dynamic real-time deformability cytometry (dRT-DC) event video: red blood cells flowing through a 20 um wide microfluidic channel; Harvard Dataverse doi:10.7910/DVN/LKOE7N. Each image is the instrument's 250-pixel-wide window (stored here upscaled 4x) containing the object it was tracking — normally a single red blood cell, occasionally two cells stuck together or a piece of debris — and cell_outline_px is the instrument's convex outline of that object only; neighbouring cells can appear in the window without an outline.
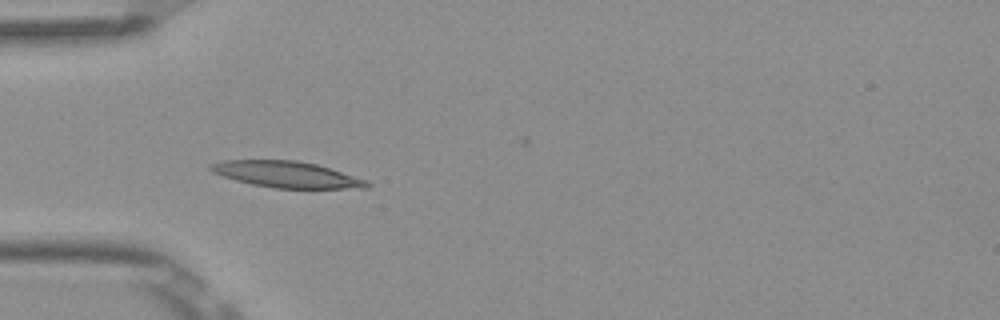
{"species": "Egyptian fruit bat (a non-hibernating species)", "species_latin": "Rousettus aegyptiacus", "temperature_condition": "room temperature", "stored_images_in_passage": 5, "camera_frame_rate_fps": 3000, "um_per_image_px": 0.085, "frame": {"image": 1, "passage_image": 5, "time_ms": 1.333, "image_size_px": [1000, 320], "cell_outline_px": [[372, 184], [368, 188], [276, 188], [252, 184], [236, 180], [212, 172], [208, 168], [208, 164], [224, 160], [296, 160], [316, 164], [368, 180]], "centroid_in_image_um": [24.37, 14.82], "position_along_channel_um": 60.6, "area_um2": 23.81}}